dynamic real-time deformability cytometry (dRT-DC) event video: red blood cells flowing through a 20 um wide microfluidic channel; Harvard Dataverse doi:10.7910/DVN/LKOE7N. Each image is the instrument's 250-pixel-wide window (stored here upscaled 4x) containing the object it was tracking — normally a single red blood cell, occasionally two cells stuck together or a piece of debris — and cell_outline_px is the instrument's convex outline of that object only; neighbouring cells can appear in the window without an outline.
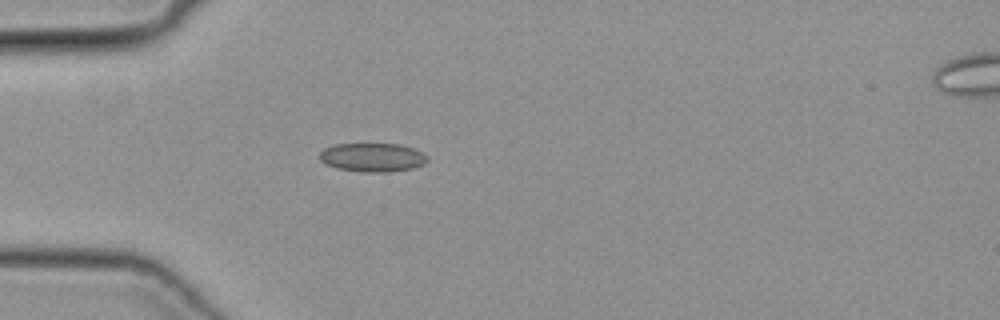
{"species": "common noctule bat (a hibernating species)", "species_latin": "Nyctalus noctula", "temperature_condition": "cold", "stored_images_in_passage": 42, "camera_frame_rate_fps": 3000, "um_per_image_px": 0.085, "animal": {"sex": "female", "body_mass_g": 19.3, "forearm_length_mm": 54.1}, "frame": {"image": 1, "passage_image": 7, "time_ms": 2.0, "image_size_px": [1000, 320], "cell_outline_px": [[428, 160], [424, 164], [412, 168], [388, 172], [364, 172], [336, 168], [320, 160], [320, 152], [324, 148], [336, 144], [400, 144], [412, 148], [428, 156]], "centroid_in_image_um": [31.67, 13.38], "position_along_channel_um": 53.3, "area_um2": 17.92}}
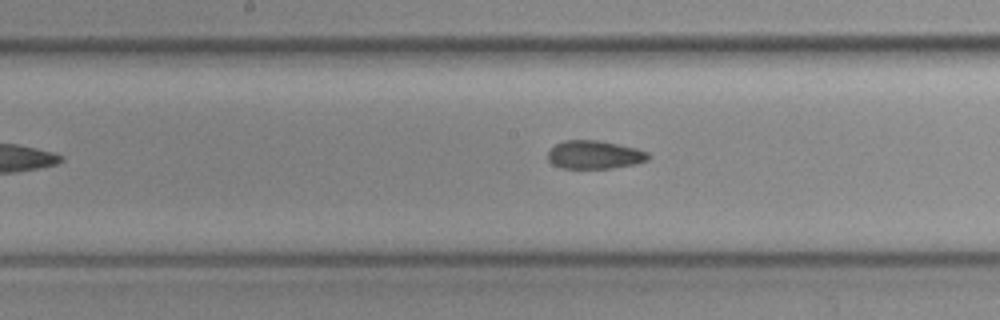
{"frame": {"image": 2, "passage_image": 18, "time_ms": 5.667, "image_size_px": [1000, 320], "cell_outline_px": [[648, 160], [636, 164], [612, 168], [560, 168], [552, 164], [548, 160], [548, 152], [556, 144], [564, 140], [600, 140], [636, 148], [648, 152]], "centroid_in_image_um": [50.52, 13.15], "position_along_channel_um": 197.7, "area_um2": 16.59}}
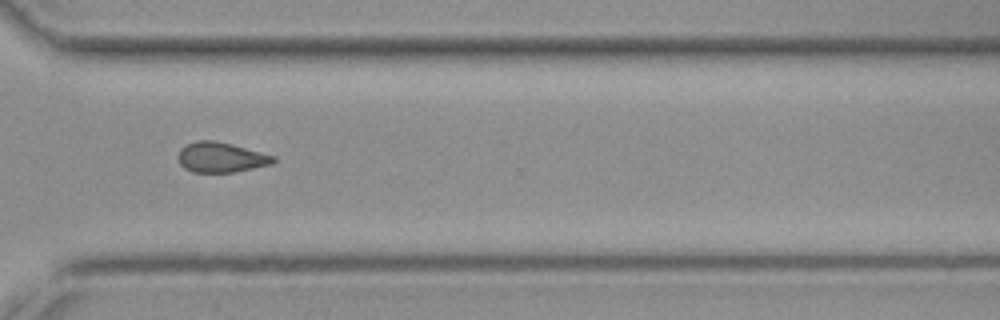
{"frame": {"image": 3, "passage_image": 29, "time_ms": 9.333, "image_size_px": [1000, 320], "cell_outline_px": [[276, 160], [272, 164], [232, 172], [192, 172], [184, 168], [180, 164], [180, 148], [196, 140], [216, 140], [232, 144], [276, 156]], "centroid_in_image_um": [18.8, 13.36], "position_along_channel_um": 351.8, "area_um2": 16.59}}